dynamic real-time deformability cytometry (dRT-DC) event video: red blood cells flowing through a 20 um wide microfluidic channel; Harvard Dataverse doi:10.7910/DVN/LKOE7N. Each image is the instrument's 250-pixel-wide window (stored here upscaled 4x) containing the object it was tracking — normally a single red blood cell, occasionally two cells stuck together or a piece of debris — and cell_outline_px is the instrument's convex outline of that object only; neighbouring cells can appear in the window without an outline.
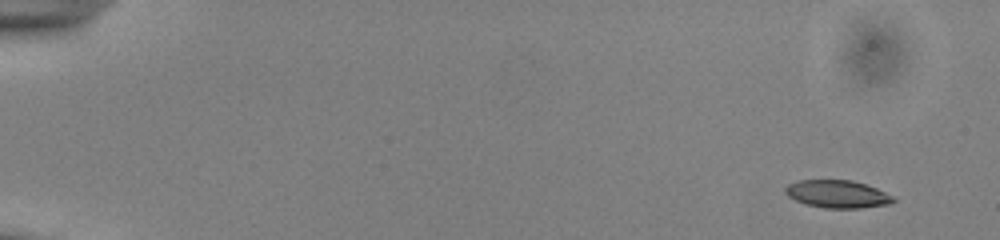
{"species": "common noctule bat (a hibernating species)", "species_latin": "Nyctalus noctula", "temperature_condition": "cold", "stored_images_in_passage": 52, "camera_frame_rate_fps": 3000, "um_per_image_px": 0.085, "animal": {"sex": "male", "body_mass_g": 13.0, "forearm_length_mm": 53.1}, "frame": {"image": 1, "passage_image": 1, "time_ms": 0.0, "image_size_px": [1000, 240], "cell_outline_px": [[896, 200], [888, 204], [860, 208], [824, 208], [804, 204], [788, 196], [784, 192], [784, 188], [788, 184], [796, 180], [852, 180], [876, 188], [892, 196]], "centroid_in_image_um": [71.13, 16.49], "position_along_channel_um": 13.9, "area_um2": 17.4}}
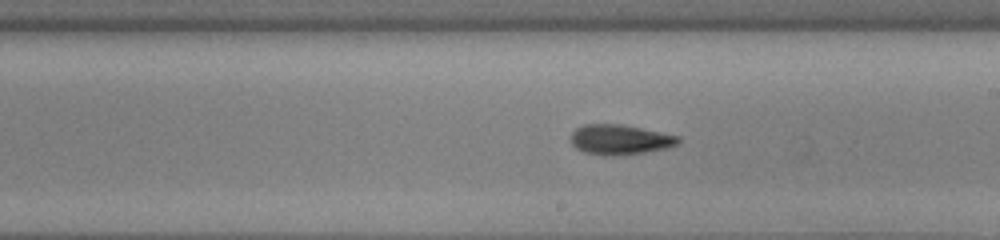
{"frame": {"image": 2, "passage_image": 30, "time_ms": 9.667, "image_size_px": [1000, 240], "cell_outline_px": [[680, 144], [668, 148], [644, 152], [612, 156], [604, 156], [584, 152], [576, 148], [572, 144], [572, 132], [576, 128], [584, 124], [620, 124], [680, 136]], "centroid_in_image_um": [52.71, 11.87], "position_along_channel_um": 236.3, "area_um2": 18.79}}
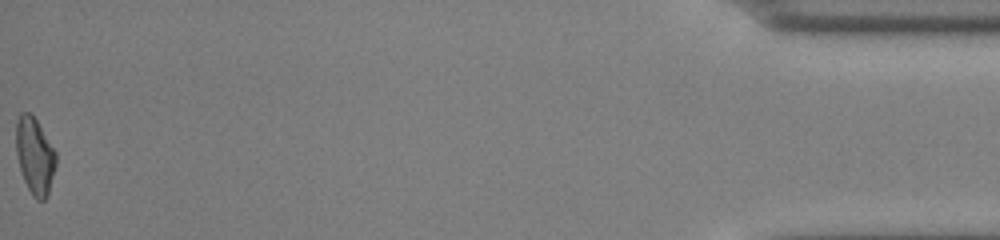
{"frame": {"image": 3, "passage_image": 52, "time_ms": 17.0, "image_size_px": [1000, 240], "cell_outline_px": [[56, 164], [48, 196], [44, 200], [36, 200], [32, 196], [24, 180], [20, 168], [16, 152], [16, 120], [20, 112], [32, 112], [56, 152]], "centroid_in_image_um": [2.96, 13.23], "position_along_channel_um": 432.2, "area_um2": 17.98}, "authors_computed_cell_mechanics": {"area_um2": 18.0914, "velocity_mm_per_s": 3.8815, "shape_relaxation_time_tau1_ms": 4.8867, "shape_relaxation_time_tau2_ms": 3.2703, "deformation_change_tau1": 0.1527, "deformation_change_tau2": 0.1109}}